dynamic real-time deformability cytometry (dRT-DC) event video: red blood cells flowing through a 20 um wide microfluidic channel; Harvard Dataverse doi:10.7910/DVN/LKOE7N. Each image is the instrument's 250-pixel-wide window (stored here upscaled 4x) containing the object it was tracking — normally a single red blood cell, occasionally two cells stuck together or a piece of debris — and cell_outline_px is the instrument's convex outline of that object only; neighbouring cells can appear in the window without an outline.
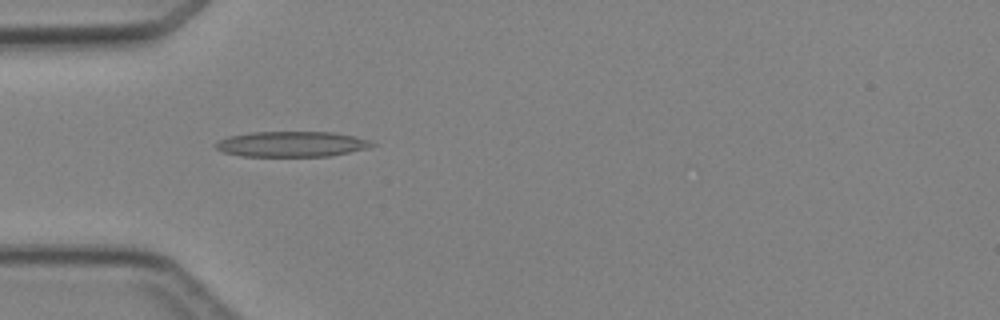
{"species": "Egyptian fruit bat (a non-hibernating species)", "species_latin": "Rousettus aegyptiacus", "temperature_condition": "cold", "stored_images_in_passage": 6, "camera_frame_rate_fps": 3000, "um_per_image_px": 0.085, "animal": {"sex": "female"}, "frame": {"image": 1, "passage_image": 4, "time_ms": 3.667, "image_size_px": [1000, 320], "cell_outline_px": [[376, 144], [372, 148], [328, 156], [240, 156], [224, 152], [216, 148], [212, 144], [228, 136], [252, 132], [332, 132], [352, 136], [368, 140]], "centroid_in_image_um": [24.78, 12.25], "position_along_channel_um": 60.2, "area_um2": 23.18}}
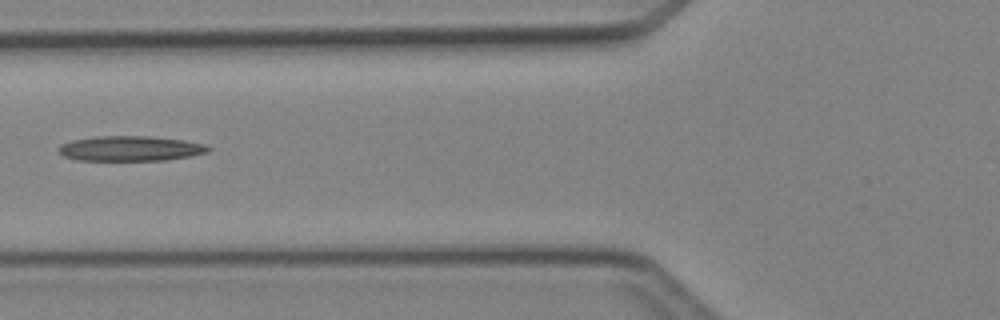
{"frame": {"image": 2, "passage_image": 5, "time_ms": 5.0, "image_size_px": [1000, 320], "cell_outline_px": [[212, 148], [208, 152], [188, 156], [164, 160], [76, 160], [64, 156], [60, 152], [60, 144], [72, 140], [96, 136], [148, 136], [184, 140], [204, 144]], "centroid_in_image_um": [11.08, 12.61], "position_along_channel_um": 114.7, "area_um2": 21.68}}
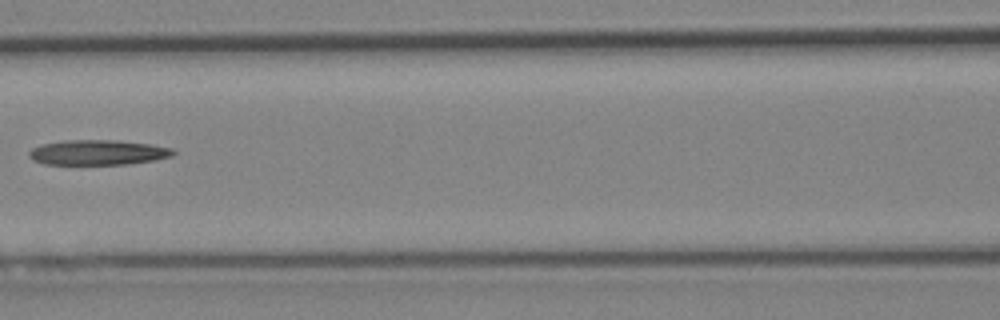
{"frame": {"image": 3, "passage_image": 6, "time_ms": 6.0, "image_size_px": [1000, 320], "cell_outline_px": [[176, 152], [172, 156], [156, 160], [128, 164], [44, 164], [32, 160], [28, 156], [28, 152], [32, 148], [40, 144], [64, 140], [116, 140], [148, 144], [172, 148]], "centroid_in_image_um": [8.29, 12.96], "position_along_channel_um": 158.3, "area_um2": 21.15}}